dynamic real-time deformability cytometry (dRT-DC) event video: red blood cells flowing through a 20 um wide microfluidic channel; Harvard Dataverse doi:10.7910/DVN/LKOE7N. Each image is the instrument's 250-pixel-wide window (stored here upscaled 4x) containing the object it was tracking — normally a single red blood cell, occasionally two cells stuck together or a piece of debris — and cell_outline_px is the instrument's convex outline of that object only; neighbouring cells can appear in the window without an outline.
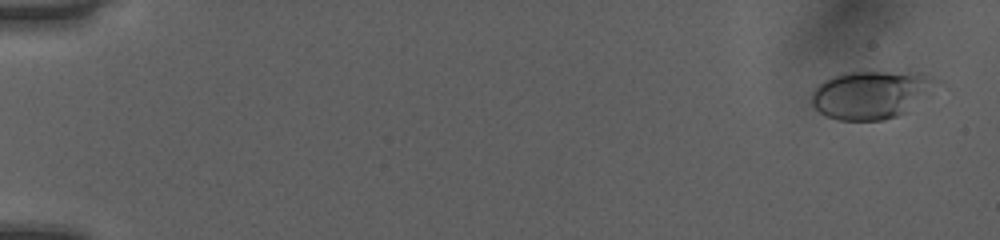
{"species": "human", "species_latin": "Homo sapiens", "temperature_condition": "room temperature", "stored_images_in_passage": 51, "camera_frame_rate_fps": 3000, "um_per_image_px": 0.085, "donor": {"sex": "female"}, "frame": {"image": 1, "passage_image": 2, "time_ms": 0.333, "image_size_px": [1000, 240], "cell_outline_px": [[948, 88], [908, 112], [884, 120], [836, 120], [824, 116], [812, 104], [812, 92], [824, 80], [832, 76], [844, 72], [920, 72], [944, 80]], "centroid_in_image_um": [74.32, 8.03], "position_along_channel_um": 10.7, "area_um2": 36.88}}
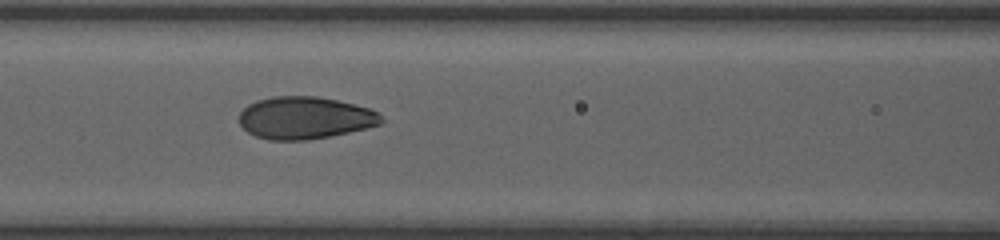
{"frame": {"image": 2, "passage_image": 24, "time_ms": 7.667, "image_size_px": [1000, 240], "cell_outline_px": [[384, 120], [380, 124], [332, 136], [308, 140], [268, 140], [256, 136], [248, 132], [240, 124], [240, 112], [248, 104], [256, 100], [272, 96], [316, 96], [336, 100], [368, 108], [376, 112]], "centroid_in_image_um": [25.88, 10.02], "position_along_channel_um": 140.7, "area_um2": 34.85}}
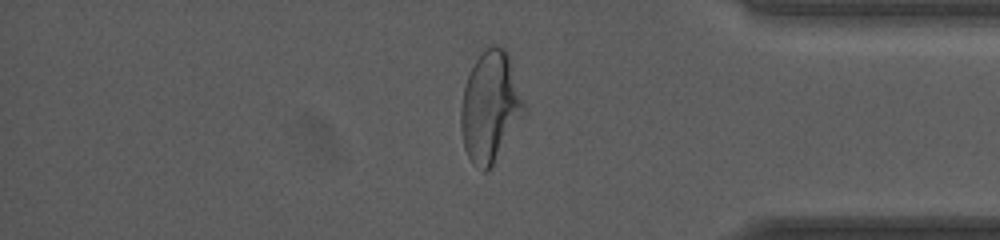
{"frame": {"image": 3, "passage_image": 44, "time_ms": 14.333, "image_size_px": [1000, 240], "cell_outline_px": [[524, 112], [492, 164], [484, 172], [476, 168], [472, 164], [464, 148], [460, 128], [460, 108], [464, 88], [468, 76], [476, 60], [492, 44], [496, 44], [504, 48], [508, 52], [524, 104]], "centroid_in_image_um": [41.62, 9.07], "position_along_channel_um": 393.6, "area_um2": 39.71}, "authors_computed_cell_mechanics": {"area_um2": 35.3158, "velocity_mm_per_s": 4.0417, "shape_relaxation_time_tau1_ms": 6.8662, "shape_relaxation_time_tau2_ms": null, "deformation_change_tau1": 0.2191, "deformation_change_tau2": null}}